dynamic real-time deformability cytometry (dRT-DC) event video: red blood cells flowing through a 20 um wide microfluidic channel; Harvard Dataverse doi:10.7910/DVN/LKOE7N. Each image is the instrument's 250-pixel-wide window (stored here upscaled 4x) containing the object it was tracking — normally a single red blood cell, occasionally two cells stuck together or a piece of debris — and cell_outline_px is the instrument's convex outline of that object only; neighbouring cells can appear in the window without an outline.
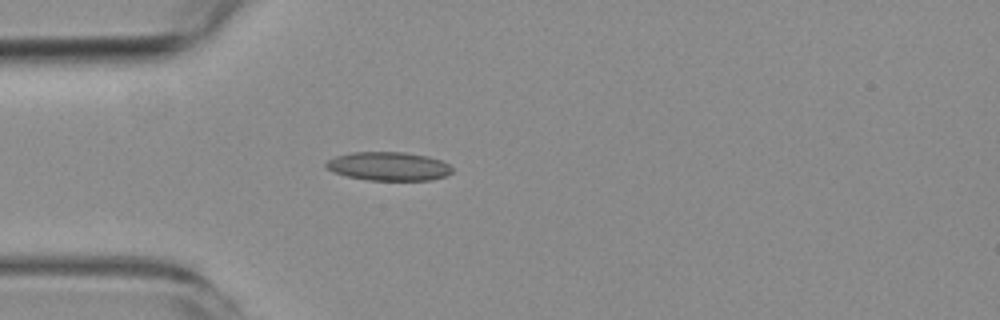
{"species": "common noctule bat (a hibernating species)", "species_latin": "Nyctalus noctula", "temperature_condition": "room temperature", "stored_images_in_passage": 1, "camera_frame_rate_fps": 3000, "um_per_image_px": 0.085, "animal": {"sex": "female", "body_mass_g": 19.3, "forearm_length_mm": 54.1}, "frame": {"image": 1, "passage_image": 1, "time_ms": 0.0, "image_size_px": [1000, 320], "cell_outline_px": [[452, 172], [444, 176], [432, 180], [368, 180], [348, 176], [336, 172], [328, 168], [324, 164], [328, 160], [336, 156], [352, 152], [404, 152], [428, 156], [440, 160], [448, 164], [452, 168]], "centroid_in_image_um": [33.05, 14.13], "position_along_channel_um": 52.0, "area_um2": 20.87}}